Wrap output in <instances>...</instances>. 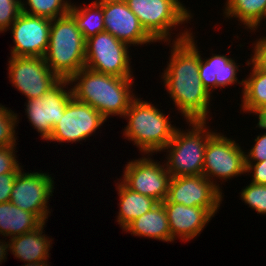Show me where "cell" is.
<instances>
[{
  "label": "cell",
  "instance_id": "38",
  "mask_svg": "<svg viewBox=\"0 0 266 266\" xmlns=\"http://www.w3.org/2000/svg\"><path fill=\"white\" fill-rule=\"evenodd\" d=\"M23 266H49L48 262H32V263H25Z\"/></svg>",
  "mask_w": 266,
  "mask_h": 266
},
{
  "label": "cell",
  "instance_id": "14",
  "mask_svg": "<svg viewBox=\"0 0 266 266\" xmlns=\"http://www.w3.org/2000/svg\"><path fill=\"white\" fill-rule=\"evenodd\" d=\"M222 193L204 175L171 177L167 199L162 203L202 207L214 217L222 204Z\"/></svg>",
  "mask_w": 266,
  "mask_h": 266
},
{
  "label": "cell",
  "instance_id": "13",
  "mask_svg": "<svg viewBox=\"0 0 266 266\" xmlns=\"http://www.w3.org/2000/svg\"><path fill=\"white\" fill-rule=\"evenodd\" d=\"M105 121L106 119L92 106L72 97L46 141L59 143L83 141L100 129Z\"/></svg>",
  "mask_w": 266,
  "mask_h": 266
},
{
  "label": "cell",
  "instance_id": "24",
  "mask_svg": "<svg viewBox=\"0 0 266 266\" xmlns=\"http://www.w3.org/2000/svg\"><path fill=\"white\" fill-rule=\"evenodd\" d=\"M247 66H251V72L244 79L242 90L243 112L256 114L266 108V72L259 70L250 60L246 61Z\"/></svg>",
  "mask_w": 266,
  "mask_h": 266
},
{
  "label": "cell",
  "instance_id": "10",
  "mask_svg": "<svg viewBox=\"0 0 266 266\" xmlns=\"http://www.w3.org/2000/svg\"><path fill=\"white\" fill-rule=\"evenodd\" d=\"M133 159L124 167L121 181L131 190L155 199L158 203L167 199L171 175L165 163L152 160V155Z\"/></svg>",
  "mask_w": 266,
  "mask_h": 266
},
{
  "label": "cell",
  "instance_id": "7",
  "mask_svg": "<svg viewBox=\"0 0 266 266\" xmlns=\"http://www.w3.org/2000/svg\"><path fill=\"white\" fill-rule=\"evenodd\" d=\"M129 45L108 32L86 40L85 67L117 77H133Z\"/></svg>",
  "mask_w": 266,
  "mask_h": 266
},
{
  "label": "cell",
  "instance_id": "36",
  "mask_svg": "<svg viewBox=\"0 0 266 266\" xmlns=\"http://www.w3.org/2000/svg\"><path fill=\"white\" fill-rule=\"evenodd\" d=\"M3 241V242H2ZM9 242H5L4 240L0 239V264L2 263V261H5L6 259V255H7V251L9 250Z\"/></svg>",
  "mask_w": 266,
  "mask_h": 266
},
{
  "label": "cell",
  "instance_id": "8",
  "mask_svg": "<svg viewBox=\"0 0 266 266\" xmlns=\"http://www.w3.org/2000/svg\"><path fill=\"white\" fill-rule=\"evenodd\" d=\"M245 153L247 152H244L231 137L227 138L222 133L215 132L209 138L205 148L202 175L222 191L215 178L224 182L241 174L244 175Z\"/></svg>",
  "mask_w": 266,
  "mask_h": 266
},
{
  "label": "cell",
  "instance_id": "23",
  "mask_svg": "<svg viewBox=\"0 0 266 266\" xmlns=\"http://www.w3.org/2000/svg\"><path fill=\"white\" fill-rule=\"evenodd\" d=\"M223 12L225 18H238L245 29L254 32L266 20V0H227Z\"/></svg>",
  "mask_w": 266,
  "mask_h": 266
},
{
  "label": "cell",
  "instance_id": "28",
  "mask_svg": "<svg viewBox=\"0 0 266 266\" xmlns=\"http://www.w3.org/2000/svg\"><path fill=\"white\" fill-rule=\"evenodd\" d=\"M240 194L242 201L255 210L257 214L266 215V185L250 182Z\"/></svg>",
  "mask_w": 266,
  "mask_h": 266
},
{
  "label": "cell",
  "instance_id": "3",
  "mask_svg": "<svg viewBox=\"0 0 266 266\" xmlns=\"http://www.w3.org/2000/svg\"><path fill=\"white\" fill-rule=\"evenodd\" d=\"M123 118L128 119L123 130L125 139L132 141L145 156L163 151L176 130L168 115L138 96L132 100Z\"/></svg>",
  "mask_w": 266,
  "mask_h": 266
},
{
  "label": "cell",
  "instance_id": "26",
  "mask_svg": "<svg viewBox=\"0 0 266 266\" xmlns=\"http://www.w3.org/2000/svg\"><path fill=\"white\" fill-rule=\"evenodd\" d=\"M28 6L30 7H27ZM22 12L31 16L55 19L69 13L71 1L68 0H21ZM29 8V9H28Z\"/></svg>",
  "mask_w": 266,
  "mask_h": 266
},
{
  "label": "cell",
  "instance_id": "31",
  "mask_svg": "<svg viewBox=\"0 0 266 266\" xmlns=\"http://www.w3.org/2000/svg\"><path fill=\"white\" fill-rule=\"evenodd\" d=\"M249 152L245 153V162H262L266 160V133L258 135Z\"/></svg>",
  "mask_w": 266,
  "mask_h": 266
},
{
  "label": "cell",
  "instance_id": "22",
  "mask_svg": "<svg viewBox=\"0 0 266 266\" xmlns=\"http://www.w3.org/2000/svg\"><path fill=\"white\" fill-rule=\"evenodd\" d=\"M116 190L120 200L116 222L120 224L122 230L158 204L155 199L128 188L121 179L117 182Z\"/></svg>",
  "mask_w": 266,
  "mask_h": 266
},
{
  "label": "cell",
  "instance_id": "4",
  "mask_svg": "<svg viewBox=\"0 0 266 266\" xmlns=\"http://www.w3.org/2000/svg\"><path fill=\"white\" fill-rule=\"evenodd\" d=\"M86 40L69 15L52 19L46 64L59 79H70L85 67Z\"/></svg>",
  "mask_w": 266,
  "mask_h": 266
},
{
  "label": "cell",
  "instance_id": "21",
  "mask_svg": "<svg viewBox=\"0 0 266 266\" xmlns=\"http://www.w3.org/2000/svg\"><path fill=\"white\" fill-rule=\"evenodd\" d=\"M43 222L33 213L24 211L10 201L0 203V234L13 238L32 232Z\"/></svg>",
  "mask_w": 266,
  "mask_h": 266
},
{
  "label": "cell",
  "instance_id": "33",
  "mask_svg": "<svg viewBox=\"0 0 266 266\" xmlns=\"http://www.w3.org/2000/svg\"><path fill=\"white\" fill-rule=\"evenodd\" d=\"M245 164V174L252 173L251 182L266 185V160L262 162H245Z\"/></svg>",
  "mask_w": 266,
  "mask_h": 266
},
{
  "label": "cell",
  "instance_id": "12",
  "mask_svg": "<svg viewBox=\"0 0 266 266\" xmlns=\"http://www.w3.org/2000/svg\"><path fill=\"white\" fill-rule=\"evenodd\" d=\"M8 78L27 100L41 97L60 79L44 57H13L8 61Z\"/></svg>",
  "mask_w": 266,
  "mask_h": 266
},
{
  "label": "cell",
  "instance_id": "6",
  "mask_svg": "<svg viewBox=\"0 0 266 266\" xmlns=\"http://www.w3.org/2000/svg\"><path fill=\"white\" fill-rule=\"evenodd\" d=\"M126 3L145 31L156 42H168L167 45L172 40V28L193 18L180 0H127Z\"/></svg>",
  "mask_w": 266,
  "mask_h": 266
},
{
  "label": "cell",
  "instance_id": "11",
  "mask_svg": "<svg viewBox=\"0 0 266 266\" xmlns=\"http://www.w3.org/2000/svg\"><path fill=\"white\" fill-rule=\"evenodd\" d=\"M22 171L16 176L9 201L24 211L35 214L46 223L51 213L48 200L54 193V180L45 172Z\"/></svg>",
  "mask_w": 266,
  "mask_h": 266
},
{
  "label": "cell",
  "instance_id": "2",
  "mask_svg": "<svg viewBox=\"0 0 266 266\" xmlns=\"http://www.w3.org/2000/svg\"><path fill=\"white\" fill-rule=\"evenodd\" d=\"M134 77H117L93 71L87 67L70 79L73 97L96 109L106 120L110 116L124 117L136 97L132 85ZM77 82V83H76Z\"/></svg>",
  "mask_w": 266,
  "mask_h": 266
},
{
  "label": "cell",
  "instance_id": "16",
  "mask_svg": "<svg viewBox=\"0 0 266 266\" xmlns=\"http://www.w3.org/2000/svg\"><path fill=\"white\" fill-rule=\"evenodd\" d=\"M105 32L127 45L141 46L156 42L141 26L126 2L103 4Z\"/></svg>",
  "mask_w": 266,
  "mask_h": 266
},
{
  "label": "cell",
  "instance_id": "29",
  "mask_svg": "<svg viewBox=\"0 0 266 266\" xmlns=\"http://www.w3.org/2000/svg\"><path fill=\"white\" fill-rule=\"evenodd\" d=\"M21 13V0H0V33L8 31Z\"/></svg>",
  "mask_w": 266,
  "mask_h": 266
},
{
  "label": "cell",
  "instance_id": "17",
  "mask_svg": "<svg viewBox=\"0 0 266 266\" xmlns=\"http://www.w3.org/2000/svg\"><path fill=\"white\" fill-rule=\"evenodd\" d=\"M167 212L171 242L176 238L189 241L201 234L213 217L205 208L185 206L175 203H163Z\"/></svg>",
  "mask_w": 266,
  "mask_h": 266
},
{
  "label": "cell",
  "instance_id": "35",
  "mask_svg": "<svg viewBox=\"0 0 266 266\" xmlns=\"http://www.w3.org/2000/svg\"><path fill=\"white\" fill-rule=\"evenodd\" d=\"M258 116V123L256 127L266 130V108L256 113Z\"/></svg>",
  "mask_w": 266,
  "mask_h": 266
},
{
  "label": "cell",
  "instance_id": "19",
  "mask_svg": "<svg viewBox=\"0 0 266 266\" xmlns=\"http://www.w3.org/2000/svg\"><path fill=\"white\" fill-rule=\"evenodd\" d=\"M45 223L32 232L10 238L9 250L14 257L26 263L47 262L52 240L43 234Z\"/></svg>",
  "mask_w": 266,
  "mask_h": 266
},
{
  "label": "cell",
  "instance_id": "34",
  "mask_svg": "<svg viewBox=\"0 0 266 266\" xmlns=\"http://www.w3.org/2000/svg\"><path fill=\"white\" fill-rule=\"evenodd\" d=\"M18 173L0 174V203L10 200L13 185Z\"/></svg>",
  "mask_w": 266,
  "mask_h": 266
},
{
  "label": "cell",
  "instance_id": "1",
  "mask_svg": "<svg viewBox=\"0 0 266 266\" xmlns=\"http://www.w3.org/2000/svg\"><path fill=\"white\" fill-rule=\"evenodd\" d=\"M180 33V34H179ZM161 79L175 107L187 121H207L212 95L199 75L200 51L193 33L179 32Z\"/></svg>",
  "mask_w": 266,
  "mask_h": 266
},
{
  "label": "cell",
  "instance_id": "37",
  "mask_svg": "<svg viewBox=\"0 0 266 266\" xmlns=\"http://www.w3.org/2000/svg\"><path fill=\"white\" fill-rule=\"evenodd\" d=\"M98 4H109V3H116V2H127V0H95L93 1Z\"/></svg>",
  "mask_w": 266,
  "mask_h": 266
},
{
  "label": "cell",
  "instance_id": "15",
  "mask_svg": "<svg viewBox=\"0 0 266 266\" xmlns=\"http://www.w3.org/2000/svg\"><path fill=\"white\" fill-rule=\"evenodd\" d=\"M52 20L21 13L10 26L13 57H44L49 43Z\"/></svg>",
  "mask_w": 266,
  "mask_h": 266
},
{
  "label": "cell",
  "instance_id": "9",
  "mask_svg": "<svg viewBox=\"0 0 266 266\" xmlns=\"http://www.w3.org/2000/svg\"><path fill=\"white\" fill-rule=\"evenodd\" d=\"M69 85L68 79H60L41 97L29 99L24 105L28 121L43 140L51 136L54 125L60 121L69 100L73 97L72 89H68Z\"/></svg>",
  "mask_w": 266,
  "mask_h": 266
},
{
  "label": "cell",
  "instance_id": "30",
  "mask_svg": "<svg viewBox=\"0 0 266 266\" xmlns=\"http://www.w3.org/2000/svg\"><path fill=\"white\" fill-rule=\"evenodd\" d=\"M16 146L0 147V174L19 173L23 168L17 161Z\"/></svg>",
  "mask_w": 266,
  "mask_h": 266
},
{
  "label": "cell",
  "instance_id": "25",
  "mask_svg": "<svg viewBox=\"0 0 266 266\" xmlns=\"http://www.w3.org/2000/svg\"><path fill=\"white\" fill-rule=\"evenodd\" d=\"M75 21L85 40L105 32L103 4L91 2L89 6L71 3L68 13Z\"/></svg>",
  "mask_w": 266,
  "mask_h": 266
},
{
  "label": "cell",
  "instance_id": "27",
  "mask_svg": "<svg viewBox=\"0 0 266 266\" xmlns=\"http://www.w3.org/2000/svg\"><path fill=\"white\" fill-rule=\"evenodd\" d=\"M17 113L0 104V147L16 146Z\"/></svg>",
  "mask_w": 266,
  "mask_h": 266
},
{
  "label": "cell",
  "instance_id": "5",
  "mask_svg": "<svg viewBox=\"0 0 266 266\" xmlns=\"http://www.w3.org/2000/svg\"><path fill=\"white\" fill-rule=\"evenodd\" d=\"M207 121H187L188 130L176 128L164 162L171 177L202 175L205 148L215 133L208 129ZM187 131V132H186Z\"/></svg>",
  "mask_w": 266,
  "mask_h": 266
},
{
  "label": "cell",
  "instance_id": "32",
  "mask_svg": "<svg viewBox=\"0 0 266 266\" xmlns=\"http://www.w3.org/2000/svg\"><path fill=\"white\" fill-rule=\"evenodd\" d=\"M251 59H249L259 70L266 72V37L256 39Z\"/></svg>",
  "mask_w": 266,
  "mask_h": 266
},
{
  "label": "cell",
  "instance_id": "20",
  "mask_svg": "<svg viewBox=\"0 0 266 266\" xmlns=\"http://www.w3.org/2000/svg\"><path fill=\"white\" fill-rule=\"evenodd\" d=\"M123 231L133 236L171 242L167 212L162 202L132 221Z\"/></svg>",
  "mask_w": 266,
  "mask_h": 266
},
{
  "label": "cell",
  "instance_id": "18",
  "mask_svg": "<svg viewBox=\"0 0 266 266\" xmlns=\"http://www.w3.org/2000/svg\"><path fill=\"white\" fill-rule=\"evenodd\" d=\"M238 63L235 59L226 55L212 54L210 58L202 59L200 55L199 75L203 86L212 94L213 89L223 88L226 86L238 84L244 86V79L238 81L237 74L239 71ZM213 91V92H212Z\"/></svg>",
  "mask_w": 266,
  "mask_h": 266
}]
</instances>
